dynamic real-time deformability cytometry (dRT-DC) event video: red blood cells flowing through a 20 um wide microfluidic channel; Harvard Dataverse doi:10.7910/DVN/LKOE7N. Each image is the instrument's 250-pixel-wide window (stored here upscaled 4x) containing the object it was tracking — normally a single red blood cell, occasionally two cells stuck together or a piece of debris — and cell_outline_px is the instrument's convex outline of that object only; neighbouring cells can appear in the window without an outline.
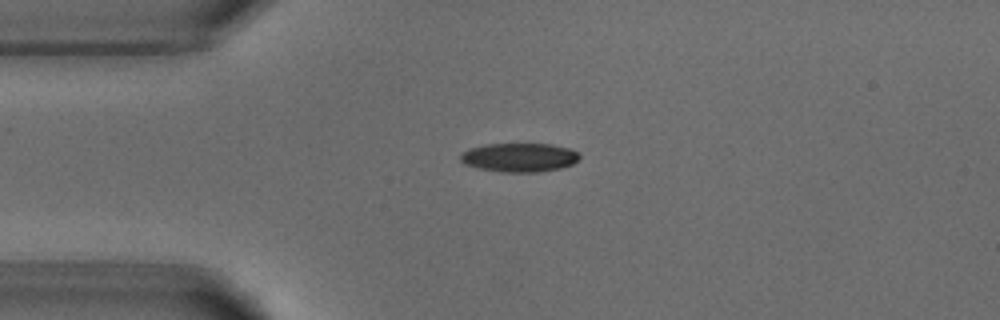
{"species": "common noctule bat (a hibernating species)", "species_latin": "Nyctalus noctula", "temperature_condition": "warm", "stored_images_in_passage": 2, "camera_frame_rate_fps": 3000, "um_per_image_px": 0.085, "animal": {"sex": "male", "body_mass_g": 18.8}, "frame": {"image": 1, "passage_image": 1, "time_ms": 0.0, "image_size_px": [1000, 320], "cell_outline_px": [[580, 156], [572, 164], [560, 168], [536, 172], [500, 172], [480, 168], [464, 164], [460, 160], [460, 156], [468, 148], [488, 144], [552, 144], [572, 148]], "centroid_in_image_um": [44.14, 13.37], "position_along_channel_um": 40.9, "area_um2": 19.94}}
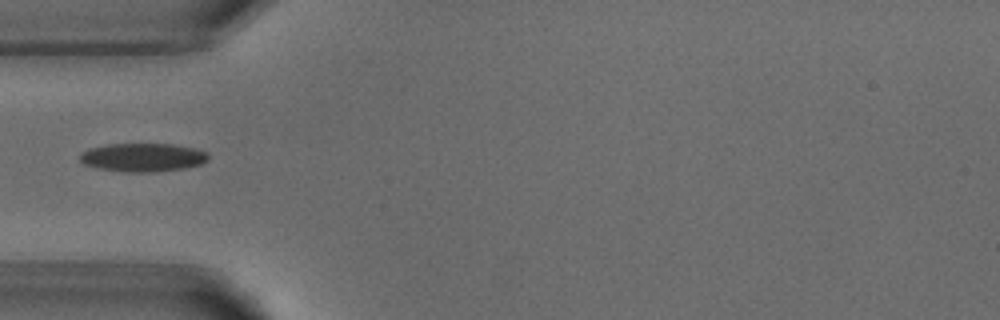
{"frame": {"image": 2, "passage_image": 2, "time_ms": 1.333, "image_size_px": [1000, 320], "cell_outline_px": [[208, 160], [200, 164], [184, 168], [156, 172], [132, 172], [96, 168], [84, 164], [80, 160], [80, 152], [88, 148], [108, 144], [172, 144], [196, 148], [208, 152]], "centroid_in_image_um": [12.13, 13.37], "position_along_channel_um": 72.9, "area_um2": 21.39}}